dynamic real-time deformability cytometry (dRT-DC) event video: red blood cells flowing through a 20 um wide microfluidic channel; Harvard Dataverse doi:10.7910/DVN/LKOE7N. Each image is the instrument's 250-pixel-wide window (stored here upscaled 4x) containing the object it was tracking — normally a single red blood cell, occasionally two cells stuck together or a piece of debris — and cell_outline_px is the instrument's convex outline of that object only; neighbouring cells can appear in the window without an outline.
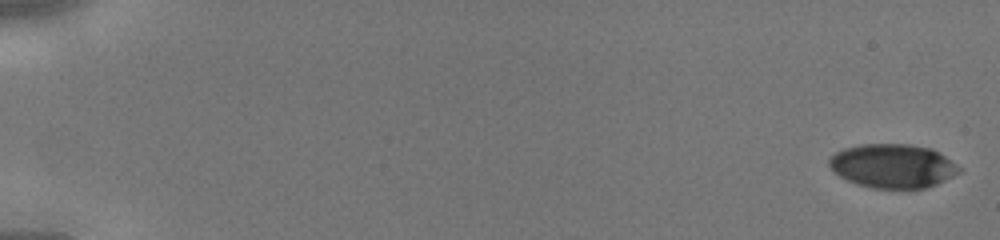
{"species": "human", "species_latin": "Homo sapiens", "temperature_condition": "cold", "stored_images_in_passage": 45, "camera_frame_rate_fps": 3000, "um_per_image_px": 0.085, "donor": {"sex": "male"}, "frame": {"image": 1, "passage_image": 1, "time_ms": 0.0, "image_size_px": [1000, 240], "cell_outline_px": [[960, 172], [936, 184], [924, 188], [872, 188], [856, 184], [832, 172], [828, 164], [828, 160], [836, 152], [844, 148], [860, 144], [908, 144], [932, 148], [956, 164], [960, 168]], "centroid_in_image_um": [75.84, 14.1], "position_along_channel_um": 9.2, "area_um2": 33.18}}
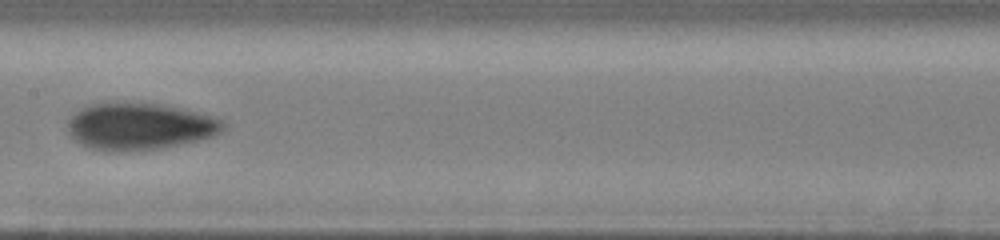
{"frame": {"image": 2, "passage_image": 25, "time_ms": 8.0, "image_size_px": [1000, 240], "cell_outline_px": [[228, 128], [216, 136], [200, 140], [160, 148], [120, 152], [108, 152], [88, 148], [80, 144], [68, 132], [68, 116], [80, 108], [92, 104], [160, 104], [196, 112], [212, 116], [224, 120], [228, 124]], "centroid_in_image_um": [11.89, 10.77], "position_along_channel_um": 195.5, "area_um2": 42.6}}
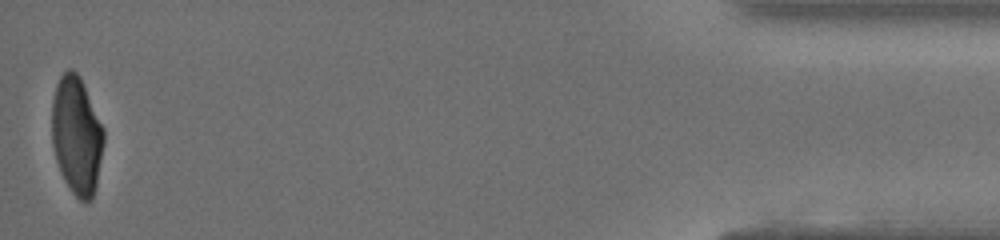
{"frame": {"image": 3, "passage_image": 45, "time_ms": 14.667, "image_size_px": [1000, 240], "cell_outline_px": [[104, 140], [96, 184], [92, 200], [80, 200], [72, 192], [64, 180], [60, 172], [56, 160], [52, 144], [52, 100], [56, 84], [60, 76], [68, 68], [72, 68], [80, 76], [104, 128]], "centroid_in_image_um": [6.5, 11.48], "position_along_channel_um": 428.7, "area_um2": 35.66}}